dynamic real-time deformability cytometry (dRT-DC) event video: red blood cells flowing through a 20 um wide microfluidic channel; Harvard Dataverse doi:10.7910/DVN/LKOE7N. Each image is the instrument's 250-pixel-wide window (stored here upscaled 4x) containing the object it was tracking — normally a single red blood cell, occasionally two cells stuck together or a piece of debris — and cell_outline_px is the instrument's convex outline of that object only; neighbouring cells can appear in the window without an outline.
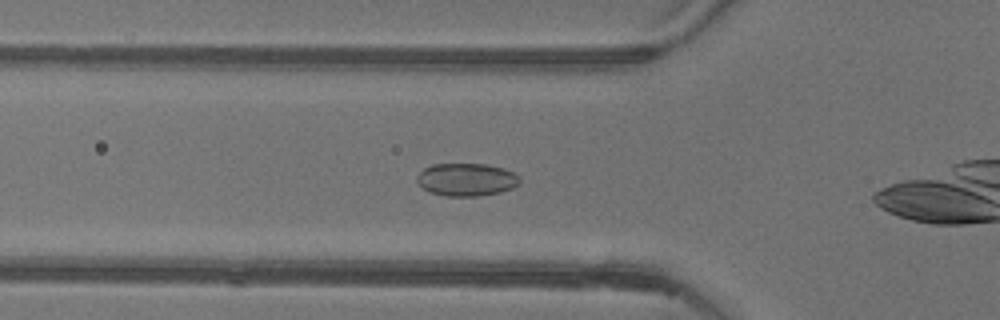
{"species": "common noctule bat (a hibernating species)", "species_latin": "Nyctalus noctula", "temperature_condition": "warm", "stored_images_in_passage": 13, "camera_frame_rate_fps": 3000, "um_per_image_px": 0.085, "animal": {"sex": "female"}, "frame": {"image": 1, "passage_image": 8, "time_ms": 2.333, "image_size_px": [1000, 320], "cell_outline_px": [[520, 184], [512, 188], [500, 192], [480, 196], [448, 196], [428, 192], [416, 180], [416, 176], [424, 168], [432, 164], [484, 164], [504, 168], [520, 176]], "centroid_in_image_um": [39.66, 15.26], "position_along_channel_um": 86.1, "area_um2": 19.71}}
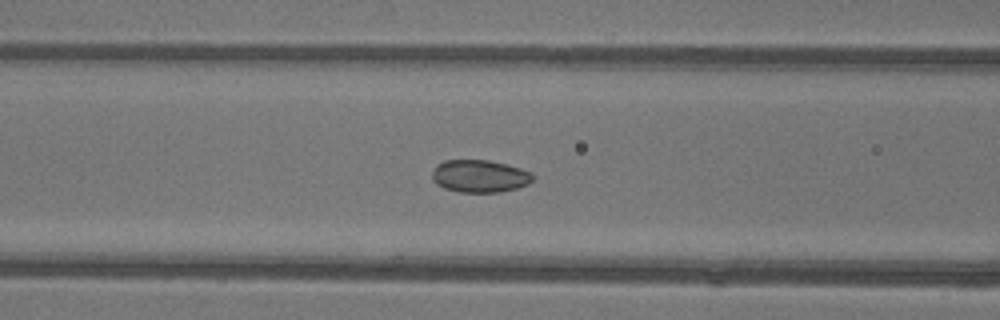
{"frame": {"image": 2, "passage_image": 11, "time_ms": 3.333, "image_size_px": [1000, 320], "cell_outline_px": [[532, 180], [528, 184], [516, 188], [500, 192], [460, 192], [444, 188], [436, 184], [432, 180], [432, 172], [436, 164], [444, 160], [488, 160], [508, 164], [532, 172]], "centroid_in_image_um": [40.75, 14.96], "position_along_channel_um": 125.9, "area_um2": 19.19}}